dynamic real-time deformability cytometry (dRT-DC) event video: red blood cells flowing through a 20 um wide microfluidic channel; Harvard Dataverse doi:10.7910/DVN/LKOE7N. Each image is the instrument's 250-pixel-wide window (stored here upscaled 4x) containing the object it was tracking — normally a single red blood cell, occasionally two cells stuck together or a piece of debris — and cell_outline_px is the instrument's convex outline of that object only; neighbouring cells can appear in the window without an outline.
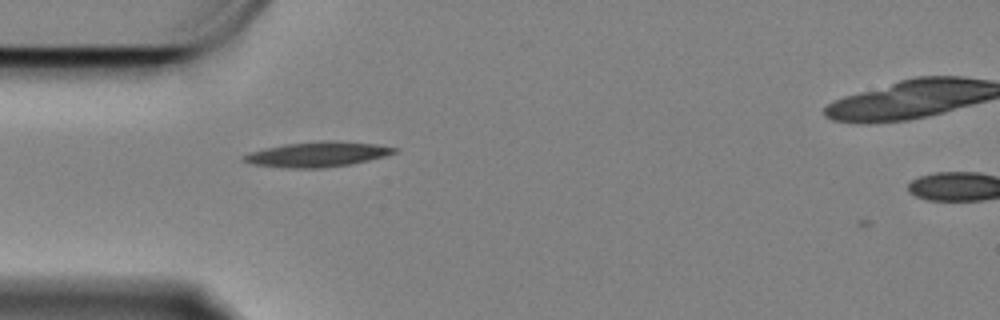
{"species": "Egyptian fruit bat (a non-hibernating species)", "species_latin": "Rousettus aegyptiacus", "temperature_condition": "cold", "stored_images_in_passage": 3, "camera_frame_rate_fps": 3000, "um_per_image_px": 0.085, "animal": {"sex": "female"}, "frame": {"image": 1, "passage_image": 2, "time_ms": 0.333, "image_size_px": [1000, 320], "cell_outline_px": [[400, 148], [396, 152], [384, 156], [352, 164], [320, 168], [288, 168], [252, 164], [240, 160], [240, 156], [248, 152], [264, 148], [284, 144], [320, 140], [336, 140], [376, 144]], "centroid_in_image_um": [26.94, 13.1], "position_along_channel_um": 58.1, "area_um2": 22.31}}